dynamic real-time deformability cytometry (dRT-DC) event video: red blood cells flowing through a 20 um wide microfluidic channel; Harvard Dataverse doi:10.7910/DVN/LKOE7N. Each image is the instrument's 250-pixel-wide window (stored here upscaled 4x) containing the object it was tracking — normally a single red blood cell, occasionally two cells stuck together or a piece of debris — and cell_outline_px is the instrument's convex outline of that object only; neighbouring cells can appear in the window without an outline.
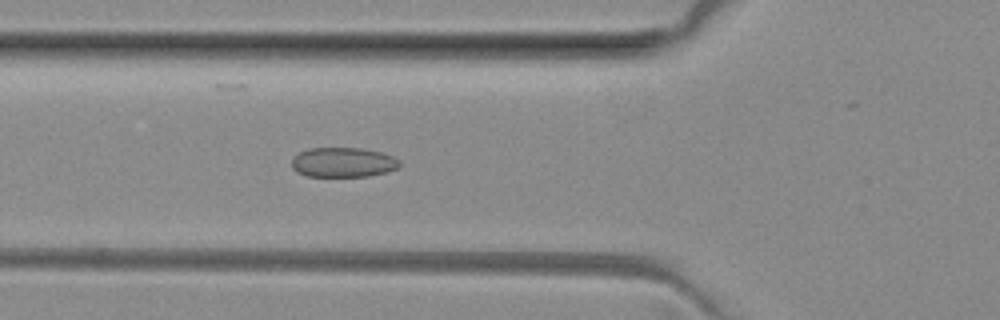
{"species": "common noctule bat (a hibernating species)", "species_latin": "Nyctalus noctula", "temperature_condition": "room temperature", "stored_images_in_passage": 42, "camera_frame_rate_fps": 3000, "um_per_image_px": 0.085, "animal": {"sex": "female", "body_mass_g": 29.2, "forearm_length_mm": 56.3}, "frame": {"image": 1, "passage_image": 9, "time_ms": 2.667, "image_size_px": [1000, 320], "cell_outline_px": [[400, 168], [388, 172], [368, 176], [308, 176], [296, 172], [292, 168], [292, 156], [308, 148], [360, 148], [380, 152], [392, 156], [400, 160]], "centroid_in_image_um": [29.17, 13.8], "position_along_channel_um": 96.6, "area_um2": 18.84}}
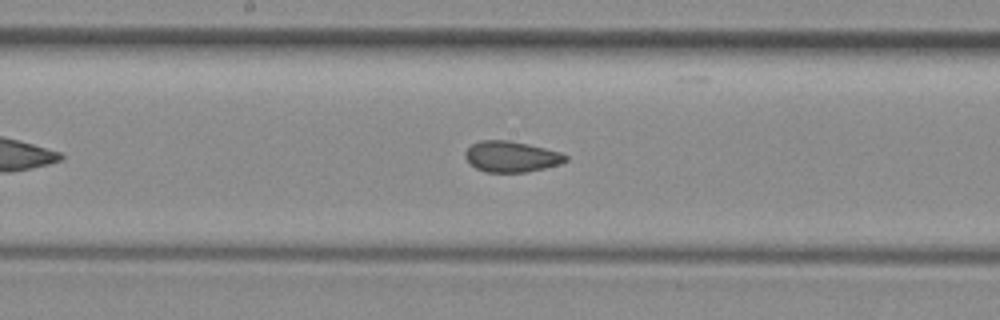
{"frame": {"image": 2, "passage_image": 17, "time_ms": 5.333, "image_size_px": [1000, 320], "cell_outline_px": [[568, 160], [560, 164], [544, 168], [524, 172], [488, 172], [476, 168], [464, 156], [464, 152], [472, 144], [480, 140], [508, 140], [528, 144], [560, 152], [568, 156]], "centroid_in_image_um": [43.47, 13.3], "position_along_channel_um": 204.7, "area_um2": 17.92}}
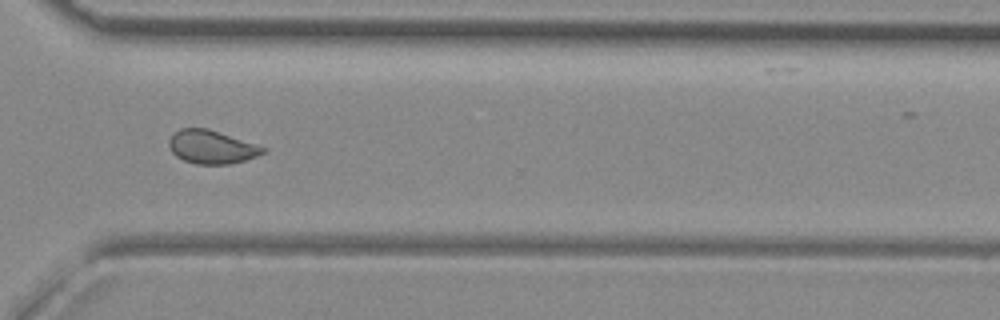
{"frame": {"image": 3, "passage_image": 28, "time_ms": 9.0, "image_size_px": [1000, 320], "cell_outline_px": [[268, 152], [244, 160], [228, 164], [196, 164], [184, 160], [176, 156], [168, 148], [168, 140], [180, 128], [208, 128], [268, 148]], "centroid_in_image_um": [17.99, 12.49], "position_along_channel_um": 352.6, "area_um2": 18.32}, "authors_computed_cell_mechanics": {"area_um2": 18.6405, "velocity_mm_per_s": 4.036, "shape_relaxation_time_tau1_ms": null, "shape_relaxation_time_tau2_ms": 1.2219, "deformation_change_tau1": null, "deformation_change_tau2": 0.059}}